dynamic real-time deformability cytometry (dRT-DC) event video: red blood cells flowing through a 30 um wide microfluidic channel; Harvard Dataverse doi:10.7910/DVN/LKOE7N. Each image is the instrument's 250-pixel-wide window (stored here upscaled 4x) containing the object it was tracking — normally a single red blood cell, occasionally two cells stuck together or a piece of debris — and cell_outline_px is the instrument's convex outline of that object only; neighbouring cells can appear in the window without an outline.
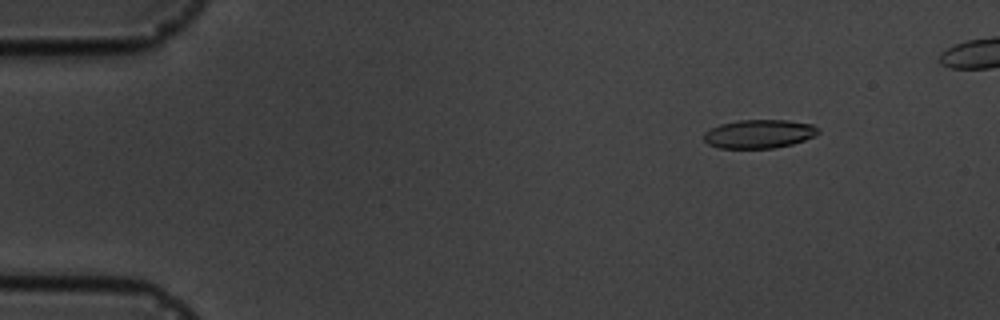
{"species": "common noctule bat (a hibernating species)", "species_latin": "Nyctalus noctula", "temperature_condition": "cold", "stored_images_in_passage": 5, "camera_frame_rate_fps": 3000, "um_per_image_px": 0.085, "animal": {"sex": "male", "body_mass_g": 19.5, "forearm_length_mm": 54.6}, "frame": {"image": 1, "passage_image": 2, "time_ms": 1.0, "image_size_px": [1000, 320], "cell_outline_px": [[820, 132], [816, 136], [792, 144], [772, 148], [720, 148], [708, 144], [704, 140], [704, 132], [720, 124], [736, 120], [788, 120], [812, 124], [820, 128]], "centroid_in_image_um": [64.55, 11.37], "position_along_channel_um": 20.4, "area_um2": 19.19}}